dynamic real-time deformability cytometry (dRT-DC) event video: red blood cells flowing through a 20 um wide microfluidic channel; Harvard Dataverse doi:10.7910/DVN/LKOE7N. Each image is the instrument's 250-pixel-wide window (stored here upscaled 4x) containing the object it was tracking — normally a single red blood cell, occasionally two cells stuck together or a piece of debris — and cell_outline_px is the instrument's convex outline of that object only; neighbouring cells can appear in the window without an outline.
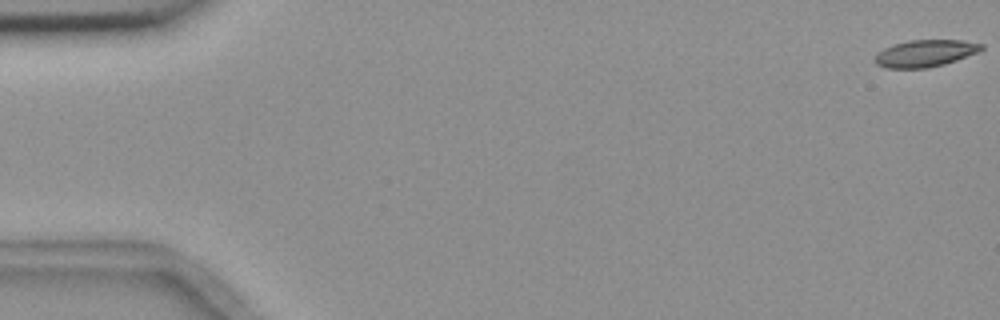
{"species": "common noctule bat (a hibernating species)", "species_latin": "Nyctalus noctula", "temperature_condition": "room temperature", "stored_images_in_passage": 5, "segment_of_instrument_passage": [2, 2], "camera_frame_rate_fps": 3000, "um_per_image_px": 0.085, "animal": {"sex": "female", "body_mass_g": 18.4}, "frame": {"image": 1, "passage_image": 5, "time_ms": 4.667, "image_size_px": [1000, 320], "cell_outline_px": [[984, 48], [976, 52], [956, 60], [944, 64], [928, 68], [884, 68], [876, 64], [876, 56], [884, 48], [892, 44], [908, 40], [960, 40], [984, 44]], "centroid_in_image_um": [78.63, 4.53], "position_along_channel_um": 6.4, "area_um2": 16.59}}